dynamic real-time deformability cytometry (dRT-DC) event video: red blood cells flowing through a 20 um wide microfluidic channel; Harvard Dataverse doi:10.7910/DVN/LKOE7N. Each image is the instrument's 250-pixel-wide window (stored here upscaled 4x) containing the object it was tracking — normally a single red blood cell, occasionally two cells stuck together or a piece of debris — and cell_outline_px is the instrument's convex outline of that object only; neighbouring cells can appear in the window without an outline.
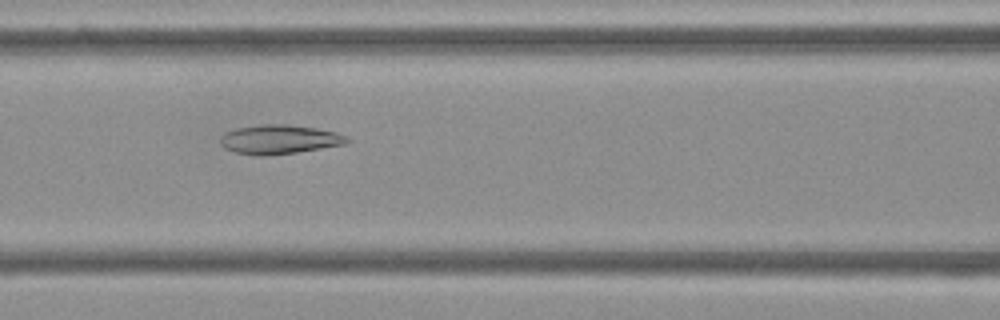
{"species": "Egyptian fruit bat (a non-hibernating species)", "species_latin": "Rousettus aegyptiacus", "temperature_condition": "cold", "stored_images_in_passage": 54, "camera_frame_rate_fps": 3000, "um_per_image_px": 0.085, "frame": {"image": 1, "passage_image": 23, "time_ms": 7.333, "image_size_px": [1000, 320], "cell_outline_px": [[352, 140], [348, 144], [296, 152], [264, 156], [256, 156], [236, 152], [224, 148], [220, 144], [220, 136], [224, 132], [236, 128], [260, 124], [288, 124], [316, 128], [336, 132]], "centroid_in_image_um": [23.73, 11.85], "position_along_channel_um": 142.9, "area_um2": 21.73}}
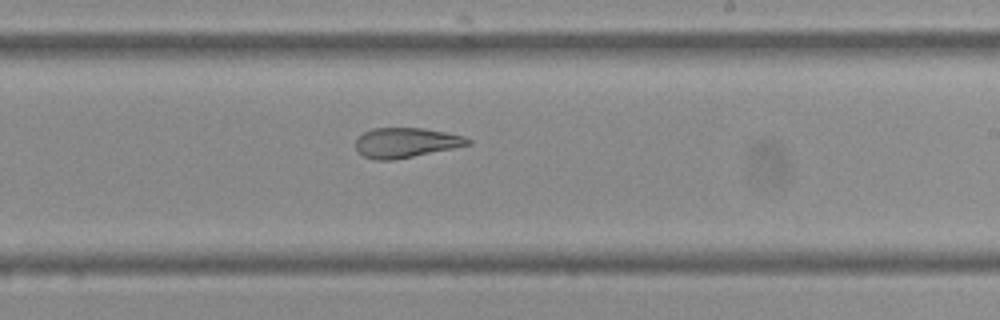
{"frame": {"image": 2, "passage_image": 32, "time_ms": 10.333, "image_size_px": [1000, 320], "cell_outline_px": [[472, 144], [392, 160], [376, 160], [364, 156], [356, 152], [356, 140], [364, 132], [372, 128], [424, 128], [464, 136], [472, 140]], "centroid_in_image_um": [34.48, 12.12], "position_along_channel_um": 254.5, "area_um2": 19.36}}
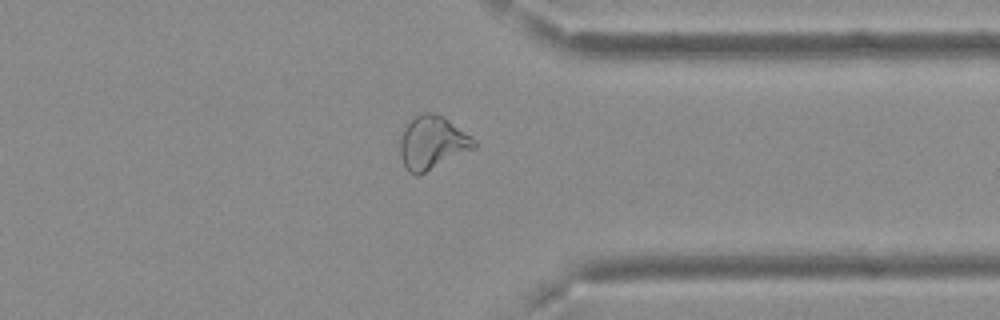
{"frame": {"image": 3, "passage_image": 42, "time_ms": 13.667, "image_size_px": [1000, 320], "cell_outline_px": [[476, 148], [420, 176], [416, 176], [408, 172], [404, 168], [400, 156], [400, 140], [404, 128], [420, 112], [432, 112], [444, 116], [476, 140]], "centroid_in_image_um": [36.75, 12.17], "position_along_channel_um": 374.7, "area_um2": 23.35}, "authors_computed_cell_mechanics": {"area_um2": 24.1893, "velocity_mm_per_s": 3.7285, "shape_relaxation_time_tau1_ms": null, "shape_relaxation_time_tau2_ms": 2.8901, "deformation_change_tau1": null, "deformation_change_tau2": 0.0973}}